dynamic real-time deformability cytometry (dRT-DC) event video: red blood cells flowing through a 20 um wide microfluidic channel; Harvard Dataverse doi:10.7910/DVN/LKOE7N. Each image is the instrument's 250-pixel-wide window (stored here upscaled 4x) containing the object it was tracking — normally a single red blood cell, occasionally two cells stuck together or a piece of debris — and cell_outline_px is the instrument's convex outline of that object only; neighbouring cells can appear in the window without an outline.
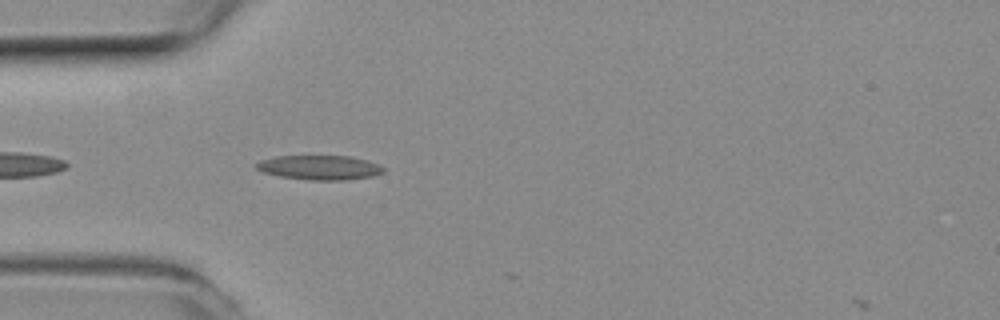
{"species": "common noctule bat (a hibernating species)", "species_latin": "Nyctalus noctula", "temperature_condition": "room temperature", "stored_images_in_passage": 2, "camera_frame_rate_fps": 3000, "um_per_image_px": 0.085, "animal": {"sex": "female", "body_mass_g": 19.3, "forearm_length_mm": 54.1}, "frame": {"image": 1, "passage_image": 1, "time_ms": 0.0, "image_size_px": [1000, 320], "cell_outline_px": [[384, 172], [372, 176], [344, 180], [308, 180], [280, 176], [264, 172], [256, 168], [252, 164], [260, 160], [276, 156], [352, 156], [368, 160], [384, 168]], "centroid_in_image_um": [27.14, 14.23], "position_along_channel_um": 57.9, "area_um2": 18.15}}